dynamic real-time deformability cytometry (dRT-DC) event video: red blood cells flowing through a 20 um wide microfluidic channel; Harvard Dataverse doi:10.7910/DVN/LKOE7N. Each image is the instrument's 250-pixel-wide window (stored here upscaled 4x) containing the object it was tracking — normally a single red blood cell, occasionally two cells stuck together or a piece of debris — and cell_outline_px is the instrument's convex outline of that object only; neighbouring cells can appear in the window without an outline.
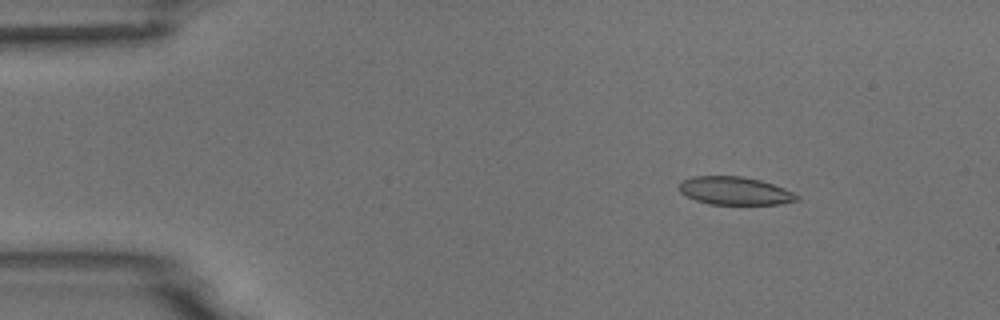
{"species": "common noctule bat (a hibernating species)", "species_latin": "Nyctalus noctula", "temperature_condition": "room temperature", "stored_images_in_passage": 5, "camera_frame_rate_fps": 3000, "um_per_image_px": 0.085, "animal": {"sex": "male", "body_mass_g": 18.8}, "frame": {"image": 1, "passage_image": 2, "time_ms": 1.0, "image_size_px": [1000, 320], "cell_outline_px": [[800, 200], [780, 204], [708, 204], [696, 200], [680, 192], [676, 188], [680, 180], [692, 176], [744, 176], [760, 180], [784, 188], [800, 196]], "centroid_in_image_um": [62.43, 16.21], "position_along_channel_um": 22.6, "area_um2": 19.42}}
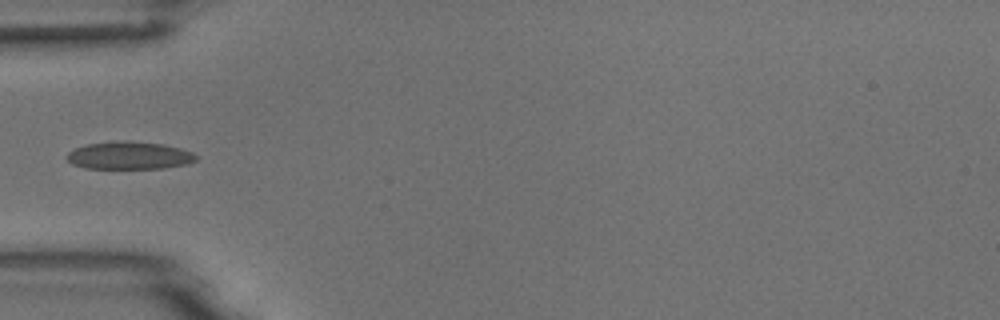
{"frame": {"image": 2, "passage_image": 5, "time_ms": 4.333, "image_size_px": [1000, 320], "cell_outline_px": [[196, 160], [188, 164], [164, 168], [84, 168], [72, 164], [64, 156], [68, 152], [76, 148], [88, 144], [124, 140], [128, 140], [164, 144], [180, 148], [192, 152], [196, 156]], "centroid_in_image_um": [10.98, 13.21], "position_along_channel_um": 74.0, "area_um2": 20.87}}